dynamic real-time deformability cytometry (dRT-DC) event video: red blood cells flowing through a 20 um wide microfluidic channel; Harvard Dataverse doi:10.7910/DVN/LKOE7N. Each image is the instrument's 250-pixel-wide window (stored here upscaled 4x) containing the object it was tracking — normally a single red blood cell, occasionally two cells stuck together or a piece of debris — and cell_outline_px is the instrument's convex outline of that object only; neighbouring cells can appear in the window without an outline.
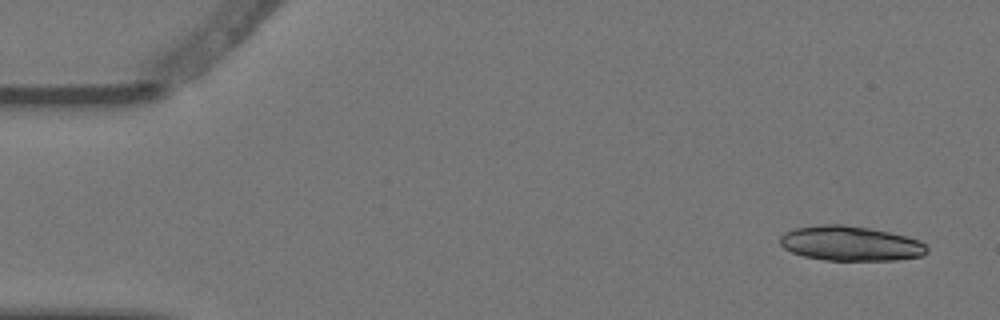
{"species": "Egyptian fruit bat (a non-hibernating species)", "species_latin": "Rousettus aegyptiacus", "temperature_condition": "warm", "stored_images_in_passage": 7, "segment_of_instrument_passage": [1, 2], "camera_frame_rate_fps": 3000, "um_per_image_px": 0.085, "animal": {"sex": "female"}, "frame": {"image": 1, "passage_image": 1, "time_ms": 0.0, "image_size_px": [1000, 320], "cell_outline_px": [[928, 252], [920, 256], [896, 260], [824, 260], [804, 256], [792, 252], [784, 248], [780, 244], [780, 236], [784, 232], [796, 228], [824, 224], [840, 224], [868, 228], [908, 236], [920, 240], [928, 248]], "centroid_in_image_um": [72.29, 20.69], "position_along_channel_um": 12.7, "area_um2": 29.71}}